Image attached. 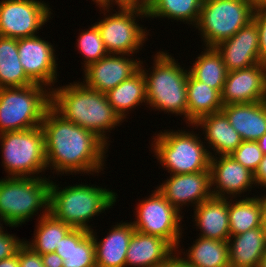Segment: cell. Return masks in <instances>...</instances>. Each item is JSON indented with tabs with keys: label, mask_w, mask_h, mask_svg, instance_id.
Masks as SVG:
<instances>
[{
	"label": "cell",
	"mask_w": 266,
	"mask_h": 267,
	"mask_svg": "<svg viewBox=\"0 0 266 267\" xmlns=\"http://www.w3.org/2000/svg\"><path fill=\"white\" fill-rule=\"evenodd\" d=\"M41 127L47 167L52 166L56 172L63 174H91L103 170L108 146L94 132L64 119L51 106L44 115Z\"/></svg>",
	"instance_id": "1"
},
{
	"label": "cell",
	"mask_w": 266,
	"mask_h": 267,
	"mask_svg": "<svg viewBox=\"0 0 266 267\" xmlns=\"http://www.w3.org/2000/svg\"><path fill=\"white\" fill-rule=\"evenodd\" d=\"M51 90V107L59 115L94 132L109 145L106 130H112L123 121L110 105L106 93L90 89L82 82Z\"/></svg>",
	"instance_id": "2"
},
{
	"label": "cell",
	"mask_w": 266,
	"mask_h": 267,
	"mask_svg": "<svg viewBox=\"0 0 266 267\" xmlns=\"http://www.w3.org/2000/svg\"><path fill=\"white\" fill-rule=\"evenodd\" d=\"M51 181L49 212L72 228L92 231L89 219L112 207L116 193L106 188L87 185L67 186L61 189Z\"/></svg>",
	"instance_id": "3"
},
{
	"label": "cell",
	"mask_w": 266,
	"mask_h": 267,
	"mask_svg": "<svg viewBox=\"0 0 266 267\" xmlns=\"http://www.w3.org/2000/svg\"><path fill=\"white\" fill-rule=\"evenodd\" d=\"M154 58L151 74L148 71L146 73L140 65L146 82L147 104L153 109L184 115L187 120L189 70H184V67L166 52H158Z\"/></svg>",
	"instance_id": "4"
},
{
	"label": "cell",
	"mask_w": 266,
	"mask_h": 267,
	"mask_svg": "<svg viewBox=\"0 0 266 267\" xmlns=\"http://www.w3.org/2000/svg\"><path fill=\"white\" fill-rule=\"evenodd\" d=\"M48 180V181H47ZM51 181L42 177L0 179V216L7 226L17 227L43 208L49 213Z\"/></svg>",
	"instance_id": "5"
},
{
	"label": "cell",
	"mask_w": 266,
	"mask_h": 267,
	"mask_svg": "<svg viewBox=\"0 0 266 267\" xmlns=\"http://www.w3.org/2000/svg\"><path fill=\"white\" fill-rule=\"evenodd\" d=\"M40 84L0 88V133L41 126L51 106V90Z\"/></svg>",
	"instance_id": "6"
},
{
	"label": "cell",
	"mask_w": 266,
	"mask_h": 267,
	"mask_svg": "<svg viewBox=\"0 0 266 267\" xmlns=\"http://www.w3.org/2000/svg\"><path fill=\"white\" fill-rule=\"evenodd\" d=\"M178 131L167 130L153 138L152 149L163 168L170 174L210 170L212 153L203 145L205 142L192 132Z\"/></svg>",
	"instance_id": "7"
},
{
	"label": "cell",
	"mask_w": 266,
	"mask_h": 267,
	"mask_svg": "<svg viewBox=\"0 0 266 267\" xmlns=\"http://www.w3.org/2000/svg\"><path fill=\"white\" fill-rule=\"evenodd\" d=\"M250 0H203L196 28L206 47H215L253 20Z\"/></svg>",
	"instance_id": "8"
},
{
	"label": "cell",
	"mask_w": 266,
	"mask_h": 267,
	"mask_svg": "<svg viewBox=\"0 0 266 267\" xmlns=\"http://www.w3.org/2000/svg\"><path fill=\"white\" fill-rule=\"evenodd\" d=\"M2 158L8 177H36L46 169L44 132L41 126L0 133ZM32 174V175H31Z\"/></svg>",
	"instance_id": "9"
},
{
	"label": "cell",
	"mask_w": 266,
	"mask_h": 267,
	"mask_svg": "<svg viewBox=\"0 0 266 267\" xmlns=\"http://www.w3.org/2000/svg\"><path fill=\"white\" fill-rule=\"evenodd\" d=\"M118 13L107 15L95 23L108 54L135 53L147 39L143 27L135 21V17H147L145 10L139 8H118ZM144 15V16H143Z\"/></svg>",
	"instance_id": "10"
},
{
	"label": "cell",
	"mask_w": 266,
	"mask_h": 267,
	"mask_svg": "<svg viewBox=\"0 0 266 267\" xmlns=\"http://www.w3.org/2000/svg\"><path fill=\"white\" fill-rule=\"evenodd\" d=\"M135 214L137 220L131 222L136 231L143 234L154 235L168 241L175 249L178 248L182 234L180 223L183 216L158 191L140 201ZM181 230V231H180Z\"/></svg>",
	"instance_id": "11"
},
{
	"label": "cell",
	"mask_w": 266,
	"mask_h": 267,
	"mask_svg": "<svg viewBox=\"0 0 266 267\" xmlns=\"http://www.w3.org/2000/svg\"><path fill=\"white\" fill-rule=\"evenodd\" d=\"M49 5L37 0H3L0 2V36L28 38L49 20Z\"/></svg>",
	"instance_id": "12"
},
{
	"label": "cell",
	"mask_w": 266,
	"mask_h": 267,
	"mask_svg": "<svg viewBox=\"0 0 266 267\" xmlns=\"http://www.w3.org/2000/svg\"><path fill=\"white\" fill-rule=\"evenodd\" d=\"M54 48L38 36L18 39V53L26 75L36 84L50 86L57 79Z\"/></svg>",
	"instance_id": "13"
},
{
	"label": "cell",
	"mask_w": 266,
	"mask_h": 267,
	"mask_svg": "<svg viewBox=\"0 0 266 267\" xmlns=\"http://www.w3.org/2000/svg\"><path fill=\"white\" fill-rule=\"evenodd\" d=\"M266 100V64L227 73L221 102L227 104L255 103Z\"/></svg>",
	"instance_id": "14"
},
{
	"label": "cell",
	"mask_w": 266,
	"mask_h": 267,
	"mask_svg": "<svg viewBox=\"0 0 266 267\" xmlns=\"http://www.w3.org/2000/svg\"><path fill=\"white\" fill-rule=\"evenodd\" d=\"M170 175L157 189L179 212L185 204L198 206L213 197L210 170Z\"/></svg>",
	"instance_id": "15"
},
{
	"label": "cell",
	"mask_w": 266,
	"mask_h": 267,
	"mask_svg": "<svg viewBox=\"0 0 266 267\" xmlns=\"http://www.w3.org/2000/svg\"><path fill=\"white\" fill-rule=\"evenodd\" d=\"M142 63L126 57V54H121V56L108 54L84 68V85L90 89L107 93L137 73Z\"/></svg>",
	"instance_id": "16"
},
{
	"label": "cell",
	"mask_w": 266,
	"mask_h": 267,
	"mask_svg": "<svg viewBox=\"0 0 266 267\" xmlns=\"http://www.w3.org/2000/svg\"><path fill=\"white\" fill-rule=\"evenodd\" d=\"M221 54L227 72L252 67L261 63L258 26L254 20L235 35L215 46Z\"/></svg>",
	"instance_id": "17"
},
{
	"label": "cell",
	"mask_w": 266,
	"mask_h": 267,
	"mask_svg": "<svg viewBox=\"0 0 266 267\" xmlns=\"http://www.w3.org/2000/svg\"><path fill=\"white\" fill-rule=\"evenodd\" d=\"M217 158V159H216ZM211 186L213 197L235 198L237 194H242L255 185L254 173L237 162L231 155L211 156L210 162ZM215 184V185H214ZM230 196H226L225 194Z\"/></svg>",
	"instance_id": "18"
},
{
	"label": "cell",
	"mask_w": 266,
	"mask_h": 267,
	"mask_svg": "<svg viewBox=\"0 0 266 267\" xmlns=\"http://www.w3.org/2000/svg\"><path fill=\"white\" fill-rule=\"evenodd\" d=\"M176 249L161 237L134 231L130 240L125 267H159Z\"/></svg>",
	"instance_id": "19"
},
{
	"label": "cell",
	"mask_w": 266,
	"mask_h": 267,
	"mask_svg": "<svg viewBox=\"0 0 266 267\" xmlns=\"http://www.w3.org/2000/svg\"><path fill=\"white\" fill-rule=\"evenodd\" d=\"M221 111L243 141H257L266 133V100L224 105Z\"/></svg>",
	"instance_id": "20"
},
{
	"label": "cell",
	"mask_w": 266,
	"mask_h": 267,
	"mask_svg": "<svg viewBox=\"0 0 266 267\" xmlns=\"http://www.w3.org/2000/svg\"><path fill=\"white\" fill-rule=\"evenodd\" d=\"M90 231L95 244L97 267H125L127 249L135 231L133 224L119 223L111 228L107 237L97 241L96 234Z\"/></svg>",
	"instance_id": "21"
},
{
	"label": "cell",
	"mask_w": 266,
	"mask_h": 267,
	"mask_svg": "<svg viewBox=\"0 0 266 267\" xmlns=\"http://www.w3.org/2000/svg\"><path fill=\"white\" fill-rule=\"evenodd\" d=\"M227 199L211 197L195 207L194 219L201 231L200 237L228 241L231 235Z\"/></svg>",
	"instance_id": "22"
},
{
	"label": "cell",
	"mask_w": 266,
	"mask_h": 267,
	"mask_svg": "<svg viewBox=\"0 0 266 267\" xmlns=\"http://www.w3.org/2000/svg\"><path fill=\"white\" fill-rule=\"evenodd\" d=\"M228 245L230 267H258L266 252V226L232 235Z\"/></svg>",
	"instance_id": "23"
},
{
	"label": "cell",
	"mask_w": 266,
	"mask_h": 267,
	"mask_svg": "<svg viewBox=\"0 0 266 267\" xmlns=\"http://www.w3.org/2000/svg\"><path fill=\"white\" fill-rule=\"evenodd\" d=\"M192 126L203 128L206 135L204 139L219 155H230L243 142L240 134L222 111L204 115Z\"/></svg>",
	"instance_id": "24"
},
{
	"label": "cell",
	"mask_w": 266,
	"mask_h": 267,
	"mask_svg": "<svg viewBox=\"0 0 266 267\" xmlns=\"http://www.w3.org/2000/svg\"><path fill=\"white\" fill-rule=\"evenodd\" d=\"M55 252L63 259V267H97L93 236L87 230L72 228Z\"/></svg>",
	"instance_id": "25"
},
{
	"label": "cell",
	"mask_w": 266,
	"mask_h": 267,
	"mask_svg": "<svg viewBox=\"0 0 266 267\" xmlns=\"http://www.w3.org/2000/svg\"><path fill=\"white\" fill-rule=\"evenodd\" d=\"M221 94L210 86L196 80L190 73L187 79V121L194 124L204 115L221 111Z\"/></svg>",
	"instance_id": "26"
},
{
	"label": "cell",
	"mask_w": 266,
	"mask_h": 267,
	"mask_svg": "<svg viewBox=\"0 0 266 267\" xmlns=\"http://www.w3.org/2000/svg\"><path fill=\"white\" fill-rule=\"evenodd\" d=\"M106 96L115 112L124 120L129 109H134L140 103H147L146 82L143 72L139 70L129 79L109 90Z\"/></svg>",
	"instance_id": "27"
},
{
	"label": "cell",
	"mask_w": 266,
	"mask_h": 267,
	"mask_svg": "<svg viewBox=\"0 0 266 267\" xmlns=\"http://www.w3.org/2000/svg\"><path fill=\"white\" fill-rule=\"evenodd\" d=\"M230 235H238L250 229L266 226L265 210L261 197H246L235 203L229 201Z\"/></svg>",
	"instance_id": "28"
},
{
	"label": "cell",
	"mask_w": 266,
	"mask_h": 267,
	"mask_svg": "<svg viewBox=\"0 0 266 267\" xmlns=\"http://www.w3.org/2000/svg\"><path fill=\"white\" fill-rule=\"evenodd\" d=\"M32 84L19 59L18 39L0 36V88Z\"/></svg>",
	"instance_id": "29"
},
{
	"label": "cell",
	"mask_w": 266,
	"mask_h": 267,
	"mask_svg": "<svg viewBox=\"0 0 266 267\" xmlns=\"http://www.w3.org/2000/svg\"><path fill=\"white\" fill-rule=\"evenodd\" d=\"M186 254L190 267H230L228 241L199 237Z\"/></svg>",
	"instance_id": "30"
},
{
	"label": "cell",
	"mask_w": 266,
	"mask_h": 267,
	"mask_svg": "<svg viewBox=\"0 0 266 267\" xmlns=\"http://www.w3.org/2000/svg\"><path fill=\"white\" fill-rule=\"evenodd\" d=\"M189 68V73L198 81L216 89L220 94L226 81L227 70L221 54L215 47H206ZM191 69V70H190Z\"/></svg>",
	"instance_id": "31"
},
{
	"label": "cell",
	"mask_w": 266,
	"mask_h": 267,
	"mask_svg": "<svg viewBox=\"0 0 266 267\" xmlns=\"http://www.w3.org/2000/svg\"><path fill=\"white\" fill-rule=\"evenodd\" d=\"M36 226L34 240L25 241V243L41 255L55 252L61 239L72 229L71 226L56 219L50 212L45 216L42 215Z\"/></svg>",
	"instance_id": "32"
},
{
	"label": "cell",
	"mask_w": 266,
	"mask_h": 267,
	"mask_svg": "<svg viewBox=\"0 0 266 267\" xmlns=\"http://www.w3.org/2000/svg\"><path fill=\"white\" fill-rule=\"evenodd\" d=\"M203 0H150L147 17L171 18L195 26L200 16ZM195 23V24H194Z\"/></svg>",
	"instance_id": "33"
},
{
	"label": "cell",
	"mask_w": 266,
	"mask_h": 267,
	"mask_svg": "<svg viewBox=\"0 0 266 267\" xmlns=\"http://www.w3.org/2000/svg\"><path fill=\"white\" fill-rule=\"evenodd\" d=\"M78 41V50L84 55V68L93 62H97L106 55L108 52L104 46L103 40L101 38L100 31L96 24L92 25L86 31L80 33Z\"/></svg>",
	"instance_id": "34"
},
{
	"label": "cell",
	"mask_w": 266,
	"mask_h": 267,
	"mask_svg": "<svg viewBox=\"0 0 266 267\" xmlns=\"http://www.w3.org/2000/svg\"><path fill=\"white\" fill-rule=\"evenodd\" d=\"M230 155L254 173L263 159L264 153L256 141H243Z\"/></svg>",
	"instance_id": "35"
},
{
	"label": "cell",
	"mask_w": 266,
	"mask_h": 267,
	"mask_svg": "<svg viewBox=\"0 0 266 267\" xmlns=\"http://www.w3.org/2000/svg\"><path fill=\"white\" fill-rule=\"evenodd\" d=\"M253 20L258 26L260 59L262 63L266 64V6L255 8Z\"/></svg>",
	"instance_id": "36"
},
{
	"label": "cell",
	"mask_w": 266,
	"mask_h": 267,
	"mask_svg": "<svg viewBox=\"0 0 266 267\" xmlns=\"http://www.w3.org/2000/svg\"><path fill=\"white\" fill-rule=\"evenodd\" d=\"M25 241H21L14 235L2 233L0 235V260L13 256Z\"/></svg>",
	"instance_id": "37"
},
{
	"label": "cell",
	"mask_w": 266,
	"mask_h": 267,
	"mask_svg": "<svg viewBox=\"0 0 266 267\" xmlns=\"http://www.w3.org/2000/svg\"><path fill=\"white\" fill-rule=\"evenodd\" d=\"M20 267H44L41 254L35 252L25 242L19 247Z\"/></svg>",
	"instance_id": "38"
},
{
	"label": "cell",
	"mask_w": 266,
	"mask_h": 267,
	"mask_svg": "<svg viewBox=\"0 0 266 267\" xmlns=\"http://www.w3.org/2000/svg\"><path fill=\"white\" fill-rule=\"evenodd\" d=\"M149 2V0H99L97 5L99 8H103L102 10H104V15H106L105 10L108 12L110 8L109 6L112 5V3L117 4V6L121 8H139L146 11Z\"/></svg>",
	"instance_id": "39"
},
{
	"label": "cell",
	"mask_w": 266,
	"mask_h": 267,
	"mask_svg": "<svg viewBox=\"0 0 266 267\" xmlns=\"http://www.w3.org/2000/svg\"><path fill=\"white\" fill-rule=\"evenodd\" d=\"M254 181L256 185L266 188V155L263 156L258 168L254 172Z\"/></svg>",
	"instance_id": "40"
},
{
	"label": "cell",
	"mask_w": 266,
	"mask_h": 267,
	"mask_svg": "<svg viewBox=\"0 0 266 267\" xmlns=\"http://www.w3.org/2000/svg\"><path fill=\"white\" fill-rule=\"evenodd\" d=\"M44 267H63V259L56 253L41 255Z\"/></svg>",
	"instance_id": "41"
},
{
	"label": "cell",
	"mask_w": 266,
	"mask_h": 267,
	"mask_svg": "<svg viewBox=\"0 0 266 267\" xmlns=\"http://www.w3.org/2000/svg\"><path fill=\"white\" fill-rule=\"evenodd\" d=\"M177 256V257H176ZM159 267H190L182 257L170 255Z\"/></svg>",
	"instance_id": "42"
},
{
	"label": "cell",
	"mask_w": 266,
	"mask_h": 267,
	"mask_svg": "<svg viewBox=\"0 0 266 267\" xmlns=\"http://www.w3.org/2000/svg\"><path fill=\"white\" fill-rule=\"evenodd\" d=\"M0 267H20L19 248L13 256L0 260Z\"/></svg>",
	"instance_id": "43"
},
{
	"label": "cell",
	"mask_w": 266,
	"mask_h": 267,
	"mask_svg": "<svg viewBox=\"0 0 266 267\" xmlns=\"http://www.w3.org/2000/svg\"><path fill=\"white\" fill-rule=\"evenodd\" d=\"M259 148L266 155V133L263 134L257 141Z\"/></svg>",
	"instance_id": "44"
},
{
	"label": "cell",
	"mask_w": 266,
	"mask_h": 267,
	"mask_svg": "<svg viewBox=\"0 0 266 267\" xmlns=\"http://www.w3.org/2000/svg\"><path fill=\"white\" fill-rule=\"evenodd\" d=\"M254 7L257 8V7H260V6H266V0H250Z\"/></svg>",
	"instance_id": "45"
},
{
	"label": "cell",
	"mask_w": 266,
	"mask_h": 267,
	"mask_svg": "<svg viewBox=\"0 0 266 267\" xmlns=\"http://www.w3.org/2000/svg\"><path fill=\"white\" fill-rule=\"evenodd\" d=\"M258 267H266V252L264 253L263 257L261 258V261H260Z\"/></svg>",
	"instance_id": "46"
},
{
	"label": "cell",
	"mask_w": 266,
	"mask_h": 267,
	"mask_svg": "<svg viewBox=\"0 0 266 267\" xmlns=\"http://www.w3.org/2000/svg\"><path fill=\"white\" fill-rule=\"evenodd\" d=\"M2 221H3L4 224H7V223L5 222V220H4V218L0 216V225H1V226H0V235L4 232V231H3L4 228L2 227L3 223L1 224Z\"/></svg>",
	"instance_id": "47"
},
{
	"label": "cell",
	"mask_w": 266,
	"mask_h": 267,
	"mask_svg": "<svg viewBox=\"0 0 266 267\" xmlns=\"http://www.w3.org/2000/svg\"><path fill=\"white\" fill-rule=\"evenodd\" d=\"M262 201H263V204H264V210L266 212V195L262 196L261 197Z\"/></svg>",
	"instance_id": "48"
}]
</instances>
